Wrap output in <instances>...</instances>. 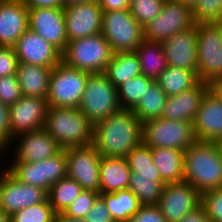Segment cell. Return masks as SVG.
Returning <instances> with one entry per match:
<instances>
[{
  "instance_id": "1",
  "label": "cell",
  "mask_w": 222,
  "mask_h": 222,
  "mask_svg": "<svg viewBox=\"0 0 222 222\" xmlns=\"http://www.w3.org/2000/svg\"><path fill=\"white\" fill-rule=\"evenodd\" d=\"M143 142V123L133 110L120 109L94 124L93 145L101 156L125 158Z\"/></svg>"
},
{
  "instance_id": "2",
  "label": "cell",
  "mask_w": 222,
  "mask_h": 222,
  "mask_svg": "<svg viewBox=\"0 0 222 222\" xmlns=\"http://www.w3.org/2000/svg\"><path fill=\"white\" fill-rule=\"evenodd\" d=\"M184 181L201 194L222 187V156L216 143L196 140L184 152Z\"/></svg>"
},
{
  "instance_id": "3",
  "label": "cell",
  "mask_w": 222,
  "mask_h": 222,
  "mask_svg": "<svg viewBox=\"0 0 222 222\" xmlns=\"http://www.w3.org/2000/svg\"><path fill=\"white\" fill-rule=\"evenodd\" d=\"M44 129L62 149L93 144L94 125L79 108L48 107Z\"/></svg>"
},
{
  "instance_id": "4",
  "label": "cell",
  "mask_w": 222,
  "mask_h": 222,
  "mask_svg": "<svg viewBox=\"0 0 222 222\" xmlns=\"http://www.w3.org/2000/svg\"><path fill=\"white\" fill-rule=\"evenodd\" d=\"M114 52L101 33L67 43L62 61L69 67L90 74L104 73Z\"/></svg>"
},
{
  "instance_id": "5",
  "label": "cell",
  "mask_w": 222,
  "mask_h": 222,
  "mask_svg": "<svg viewBox=\"0 0 222 222\" xmlns=\"http://www.w3.org/2000/svg\"><path fill=\"white\" fill-rule=\"evenodd\" d=\"M117 88L104 73L89 74L79 110L94 125L119 111Z\"/></svg>"
},
{
  "instance_id": "6",
  "label": "cell",
  "mask_w": 222,
  "mask_h": 222,
  "mask_svg": "<svg viewBox=\"0 0 222 222\" xmlns=\"http://www.w3.org/2000/svg\"><path fill=\"white\" fill-rule=\"evenodd\" d=\"M197 76L206 84L222 78V27L218 23H196Z\"/></svg>"
},
{
  "instance_id": "7",
  "label": "cell",
  "mask_w": 222,
  "mask_h": 222,
  "mask_svg": "<svg viewBox=\"0 0 222 222\" xmlns=\"http://www.w3.org/2000/svg\"><path fill=\"white\" fill-rule=\"evenodd\" d=\"M89 74L69 67L63 61L53 67L47 95L48 106L79 108Z\"/></svg>"
},
{
  "instance_id": "8",
  "label": "cell",
  "mask_w": 222,
  "mask_h": 222,
  "mask_svg": "<svg viewBox=\"0 0 222 222\" xmlns=\"http://www.w3.org/2000/svg\"><path fill=\"white\" fill-rule=\"evenodd\" d=\"M195 141L191 121L158 118L143 123V143L150 148H174L185 152Z\"/></svg>"
},
{
  "instance_id": "9",
  "label": "cell",
  "mask_w": 222,
  "mask_h": 222,
  "mask_svg": "<svg viewBox=\"0 0 222 222\" xmlns=\"http://www.w3.org/2000/svg\"><path fill=\"white\" fill-rule=\"evenodd\" d=\"M101 34L114 53L134 52L144 40L143 27L129 9L103 12Z\"/></svg>"
},
{
  "instance_id": "10",
  "label": "cell",
  "mask_w": 222,
  "mask_h": 222,
  "mask_svg": "<svg viewBox=\"0 0 222 222\" xmlns=\"http://www.w3.org/2000/svg\"><path fill=\"white\" fill-rule=\"evenodd\" d=\"M6 169L19 181L46 190L67 176L65 149L53 157L36 163L5 162Z\"/></svg>"
},
{
  "instance_id": "11",
  "label": "cell",
  "mask_w": 222,
  "mask_h": 222,
  "mask_svg": "<svg viewBox=\"0 0 222 222\" xmlns=\"http://www.w3.org/2000/svg\"><path fill=\"white\" fill-rule=\"evenodd\" d=\"M194 24L190 6L176 0H166L160 14L143 27L144 39L162 43Z\"/></svg>"
},
{
  "instance_id": "12",
  "label": "cell",
  "mask_w": 222,
  "mask_h": 222,
  "mask_svg": "<svg viewBox=\"0 0 222 222\" xmlns=\"http://www.w3.org/2000/svg\"><path fill=\"white\" fill-rule=\"evenodd\" d=\"M67 177L77 181L83 190L100 193L101 155L93 144L65 149Z\"/></svg>"
},
{
  "instance_id": "13",
  "label": "cell",
  "mask_w": 222,
  "mask_h": 222,
  "mask_svg": "<svg viewBox=\"0 0 222 222\" xmlns=\"http://www.w3.org/2000/svg\"><path fill=\"white\" fill-rule=\"evenodd\" d=\"M47 199L46 190L19 181L6 168L0 176V208L10 216Z\"/></svg>"
},
{
  "instance_id": "14",
  "label": "cell",
  "mask_w": 222,
  "mask_h": 222,
  "mask_svg": "<svg viewBox=\"0 0 222 222\" xmlns=\"http://www.w3.org/2000/svg\"><path fill=\"white\" fill-rule=\"evenodd\" d=\"M200 205L201 193L185 181L165 184L157 203V207L167 222H179Z\"/></svg>"
},
{
  "instance_id": "15",
  "label": "cell",
  "mask_w": 222,
  "mask_h": 222,
  "mask_svg": "<svg viewBox=\"0 0 222 222\" xmlns=\"http://www.w3.org/2000/svg\"><path fill=\"white\" fill-rule=\"evenodd\" d=\"M12 144L16 149L13 145L7 148L8 153L13 149L10 162L36 163L53 157L62 150L44 128L19 134L13 138Z\"/></svg>"
},
{
  "instance_id": "16",
  "label": "cell",
  "mask_w": 222,
  "mask_h": 222,
  "mask_svg": "<svg viewBox=\"0 0 222 222\" xmlns=\"http://www.w3.org/2000/svg\"><path fill=\"white\" fill-rule=\"evenodd\" d=\"M67 40H77L102 31V9L98 1L63 7Z\"/></svg>"
},
{
  "instance_id": "17",
  "label": "cell",
  "mask_w": 222,
  "mask_h": 222,
  "mask_svg": "<svg viewBox=\"0 0 222 222\" xmlns=\"http://www.w3.org/2000/svg\"><path fill=\"white\" fill-rule=\"evenodd\" d=\"M29 29L61 53L65 51L68 40L63 8H29Z\"/></svg>"
},
{
  "instance_id": "18",
  "label": "cell",
  "mask_w": 222,
  "mask_h": 222,
  "mask_svg": "<svg viewBox=\"0 0 222 222\" xmlns=\"http://www.w3.org/2000/svg\"><path fill=\"white\" fill-rule=\"evenodd\" d=\"M48 107L47 99L25 95L9 106L12 140L19 134L44 128Z\"/></svg>"
},
{
  "instance_id": "19",
  "label": "cell",
  "mask_w": 222,
  "mask_h": 222,
  "mask_svg": "<svg viewBox=\"0 0 222 222\" xmlns=\"http://www.w3.org/2000/svg\"><path fill=\"white\" fill-rule=\"evenodd\" d=\"M13 47L19 63L52 69L62 61V53L29 28Z\"/></svg>"
},
{
  "instance_id": "20",
  "label": "cell",
  "mask_w": 222,
  "mask_h": 222,
  "mask_svg": "<svg viewBox=\"0 0 222 222\" xmlns=\"http://www.w3.org/2000/svg\"><path fill=\"white\" fill-rule=\"evenodd\" d=\"M168 66L197 73V27L180 31L161 43Z\"/></svg>"
},
{
  "instance_id": "21",
  "label": "cell",
  "mask_w": 222,
  "mask_h": 222,
  "mask_svg": "<svg viewBox=\"0 0 222 222\" xmlns=\"http://www.w3.org/2000/svg\"><path fill=\"white\" fill-rule=\"evenodd\" d=\"M193 130L198 141L216 143L222 140V103L210 90L202 99Z\"/></svg>"
},
{
  "instance_id": "22",
  "label": "cell",
  "mask_w": 222,
  "mask_h": 222,
  "mask_svg": "<svg viewBox=\"0 0 222 222\" xmlns=\"http://www.w3.org/2000/svg\"><path fill=\"white\" fill-rule=\"evenodd\" d=\"M29 28V8L22 0L0 2V46H14Z\"/></svg>"
},
{
  "instance_id": "23",
  "label": "cell",
  "mask_w": 222,
  "mask_h": 222,
  "mask_svg": "<svg viewBox=\"0 0 222 222\" xmlns=\"http://www.w3.org/2000/svg\"><path fill=\"white\" fill-rule=\"evenodd\" d=\"M208 91L209 84L200 81L192 89L176 96L167 97L161 118L193 122L200 109L202 99Z\"/></svg>"
},
{
  "instance_id": "24",
  "label": "cell",
  "mask_w": 222,
  "mask_h": 222,
  "mask_svg": "<svg viewBox=\"0 0 222 222\" xmlns=\"http://www.w3.org/2000/svg\"><path fill=\"white\" fill-rule=\"evenodd\" d=\"M131 170L125 158L104 157L100 160V194L128 189Z\"/></svg>"
},
{
  "instance_id": "25",
  "label": "cell",
  "mask_w": 222,
  "mask_h": 222,
  "mask_svg": "<svg viewBox=\"0 0 222 222\" xmlns=\"http://www.w3.org/2000/svg\"><path fill=\"white\" fill-rule=\"evenodd\" d=\"M51 71L49 67L18 63L16 77L22 95L47 99Z\"/></svg>"
},
{
  "instance_id": "26",
  "label": "cell",
  "mask_w": 222,
  "mask_h": 222,
  "mask_svg": "<svg viewBox=\"0 0 222 222\" xmlns=\"http://www.w3.org/2000/svg\"><path fill=\"white\" fill-rule=\"evenodd\" d=\"M152 160L165 184L184 181V152L174 148H151Z\"/></svg>"
},
{
  "instance_id": "27",
  "label": "cell",
  "mask_w": 222,
  "mask_h": 222,
  "mask_svg": "<svg viewBox=\"0 0 222 222\" xmlns=\"http://www.w3.org/2000/svg\"><path fill=\"white\" fill-rule=\"evenodd\" d=\"M104 74L118 88L123 83L142 74L139 59L134 52L114 53Z\"/></svg>"
},
{
  "instance_id": "28",
  "label": "cell",
  "mask_w": 222,
  "mask_h": 222,
  "mask_svg": "<svg viewBox=\"0 0 222 222\" xmlns=\"http://www.w3.org/2000/svg\"><path fill=\"white\" fill-rule=\"evenodd\" d=\"M142 75L156 80L167 68V60L161 43L143 40L135 49Z\"/></svg>"
},
{
  "instance_id": "29",
  "label": "cell",
  "mask_w": 222,
  "mask_h": 222,
  "mask_svg": "<svg viewBox=\"0 0 222 222\" xmlns=\"http://www.w3.org/2000/svg\"><path fill=\"white\" fill-rule=\"evenodd\" d=\"M155 81L167 97L192 89L200 82L196 72L173 66H167Z\"/></svg>"
},
{
  "instance_id": "30",
  "label": "cell",
  "mask_w": 222,
  "mask_h": 222,
  "mask_svg": "<svg viewBox=\"0 0 222 222\" xmlns=\"http://www.w3.org/2000/svg\"><path fill=\"white\" fill-rule=\"evenodd\" d=\"M100 196L104 199L115 222H128L141 207L139 200L129 189L100 194Z\"/></svg>"
},
{
  "instance_id": "31",
  "label": "cell",
  "mask_w": 222,
  "mask_h": 222,
  "mask_svg": "<svg viewBox=\"0 0 222 222\" xmlns=\"http://www.w3.org/2000/svg\"><path fill=\"white\" fill-rule=\"evenodd\" d=\"M167 100V95L160 88L159 84L154 81L146 90L133 113L138 119L145 123L148 120L161 118L163 108Z\"/></svg>"
},
{
  "instance_id": "32",
  "label": "cell",
  "mask_w": 222,
  "mask_h": 222,
  "mask_svg": "<svg viewBox=\"0 0 222 222\" xmlns=\"http://www.w3.org/2000/svg\"><path fill=\"white\" fill-rule=\"evenodd\" d=\"M82 191L77 181L66 176L50 187L48 200L56 214L64 213Z\"/></svg>"
},
{
  "instance_id": "33",
  "label": "cell",
  "mask_w": 222,
  "mask_h": 222,
  "mask_svg": "<svg viewBox=\"0 0 222 222\" xmlns=\"http://www.w3.org/2000/svg\"><path fill=\"white\" fill-rule=\"evenodd\" d=\"M164 182H156L155 177L130 173L128 189L137 197L141 205H157L161 198Z\"/></svg>"
},
{
  "instance_id": "34",
  "label": "cell",
  "mask_w": 222,
  "mask_h": 222,
  "mask_svg": "<svg viewBox=\"0 0 222 222\" xmlns=\"http://www.w3.org/2000/svg\"><path fill=\"white\" fill-rule=\"evenodd\" d=\"M131 172L140 176L155 177L156 182H163L159 169L152 160L151 148L143 142L136 146L126 157Z\"/></svg>"
},
{
  "instance_id": "35",
  "label": "cell",
  "mask_w": 222,
  "mask_h": 222,
  "mask_svg": "<svg viewBox=\"0 0 222 222\" xmlns=\"http://www.w3.org/2000/svg\"><path fill=\"white\" fill-rule=\"evenodd\" d=\"M154 81L141 74L119 86L117 92L120 108L133 110Z\"/></svg>"
},
{
  "instance_id": "36",
  "label": "cell",
  "mask_w": 222,
  "mask_h": 222,
  "mask_svg": "<svg viewBox=\"0 0 222 222\" xmlns=\"http://www.w3.org/2000/svg\"><path fill=\"white\" fill-rule=\"evenodd\" d=\"M11 217V222H55L56 213L49 200L24 208Z\"/></svg>"
},
{
  "instance_id": "37",
  "label": "cell",
  "mask_w": 222,
  "mask_h": 222,
  "mask_svg": "<svg viewBox=\"0 0 222 222\" xmlns=\"http://www.w3.org/2000/svg\"><path fill=\"white\" fill-rule=\"evenodd\" d=\"M166 0H131L129 11L136 21L145 27L156 18Z\"/></svg>"
},
{
  "instance_id": "38",
  "label": "cell",
  "mask_w": 222,
  "mask_h": 222,
  "mask_svg": "<svg viewBox=\"0 0 222 222\" xmlns=\"http://www.w3.org/2000/svg\"><path fill=\"white\" fill-rule=\"evenodd\" d=\"M194 23H217L222 15V0H198L192 8Z\"/></svg>"
},
{
  "instance_id": "39",
  "label": "cell",
  "mask_w": 222,
  "mask_h": 222,
  "mask_svg": "<svg viewBox=\"0 0 222 222\" xmlns=\"http://www.w3.org/2000/svg\"><path fill=\"white\" fill-rule=\"evenodd\" d=\"M99 196V192L93 190H83L70 204L64 214L72 218L83 219L86 213L91 210Z\"/></svg>"
},
{
  "instance_id": "40",
  "label": "cell",
  "mask_w": 222,
  "mask_h": 222,
  "mask_svg": "<svg viewBox=\"0 0 222 222\" xmlns=\"http://www.w3.org/2000/svg\"><path fill=\"white\" fill-rule=\"evenodd\" d=\"M201 205L210 222H222V187L201 194Z\"/></svg>"
},
{
  "instance_id": "41",
  "label": "cell",
  "mask_w": 222,
  "mask_h": 222,
  "mask_svg": "<svg viewBox=\"0 0 222 222\" xmlns=\"http://www.w3.org/2000/svg\"><path fill=\"white\" fill-rule=\"evenodd\" d=\"M22 97L16 74L0 77V101L8 106L14 105Z\"/></svg>"
},
{
  "instance_id": "42",
  "label": "cell",
  "mask_w": 222,
  "mask_h": 222,
  "mask_svg": "<svg viewBox=\"0 0 222 222\" xmlns=\"http://www.w3.org/2000/svg\"><path fill=\"white\" fill-rule=\"evenodd\" d=\"M18 63L13 46H0V77L16 74Z\"/></svg>"
},
{
  "instance_id": "43",
  "label": "cell",
  "mask_w": 222,
  "mask_h": 222,
  "mask_svg": "<svg viewBox=\"0 0 222 222\" xmlns=\"http://www.w3.org/2000/svg\"><path fill=\"white\" fill-rule=\"evenodd\" d=\"M84 222H115L108 211L104 199L99 196L91 210L83 217Z\"/></svg>"
},
{
  "instance_id": "44",
  "label": "cell",
  "mask_w": 222,
  "mask_h": 222,
  "mask_svg": "<svg viewBox=\"0 0 222 222\" xmlns=\"http://www.w3.org/2000/svg\"><path fill=\"white\" fill-rule=\"evenodd\" d=\"M128 222H167L157 205H141Z\"/></svg>"
},
{
  "instance_id": "45",
  "label": "cell",
  "mask_w": 222,
  "mask_h": 222,
  "mask_svg": "<svg viewBox=\"0 0 222 222\" xmlns=\"http://www.w3.org/2000/svg\"><path fill=\"white\" fill-rule=\"evenodd\" d=\"M0 143L7 149L12 145L9 106L0 101Z\"/></svg>"
},
{
  "instance_id": "46",
  "label": "cell",
  "mask_w": 222,
  "mask_h": 222,
  "mask_svg": "<svg viewBox=\"0 0 222 222\" xmlns=\"http://www.w3.org/2000/svg\"><path fill=\"white\" fill-rule=\"evenodd\" d=\"M103 12L129 9L131 0H99Z\"/></svg>"
},
{
  "instance_id": "47",
  "label": "cell",
  "mask_w": 222,
  "mask_h": 222,
  "mask_svg": "<svg viewBox=\"0 0 222 222\" xmlns=\"http://www.w3.org/2000/svg\"><path fill=\"white\" fill-rule=\"evenodd\" d=\"M28 8H63L64 0H22Z\"/></svg>"
},
{
  "instance_id": "48",
  "label": "cell",
  "mask_w": 222,
  "mask_h": 222,
  "mask_svg": "<svg viewBox=\"0 0 222 222\" xmlns=\"http://www.w3.org/2000/svg\"><path fill=\"white\" fill-rule=\"evenodd\" d=\"M179 222H210L202 205L188 213Z\"/></svg>"
},
{
  "instance_id": "49",
  "label": "cell",
  "mask_w": 222,
  "mask_h": 222,
  "mask_svg": "<svg viewBox=\"0 0 222 222\" xmlns=\"http://www.w3.org/2000/svg\"><path fill=\"white\" fill-rule=\"evenodd\" d=\"M209 90L222 103V78L209 84Z\"/></svg>"
},
{
  "instance_id": "50",
  "label": "cell",
  "mask_w": 222,
  "mask_h": 222,
  "mask_svg": "<svg viewBox=\"0 0 222 222\" xmlns=\"http://www.w3.org/2000/svg\"><path fill=\"white\" fill-rule=\"evenodd\" d=\"M55 222H84L83 219L72 218L64 213L56 214Z\"/></svg>"
},
{
  "instance_id": "51",
  "label": "cell",
  "mask_w": 222,
  "mask_h": 222,
  "mask_svg": "<svg viewBox=\"0 0 222 222\" xmlns=\"http://www.w3.org/2000/svg\"><path fill=\"white\" fill-rule=\"evenodd\" d=\"M0 222H11L10 215L4 212L1 208H0Z\"/></svg>"
},
{
  "instance_id": "52",
  "label": "cell",
  "mask_w": 222,
  "mask_h": 222,
  "mask_svg": "<svg viewBox=\"0 0 222 222\" xmlns=\"http://www.w3.org/2000/svg\"><path fill=\"white\" fill-rule=\"evenodd\" d=\"M93 1H99V0H64V6L76 4V3H82V2H93Z\"/></svg>"
},
{
  "instance_id": "53",
  "label": "cell",
  "mask_w": 222,
  "mask_h": 222,
  "mask_svg": "<svg viewBox=\"0 0 222 222\" xmlns=\"http://www.w3.org/2000/svg\"><path fill=\"white\" fill-rule=\"evenodd\" d=\"M6 151H7V149H0V158H1L0 161L2 160V156H3V159L7 160L6 157H5V154L7 153ZM0 165H2V162H1ZM0 168H1L0 169V176H1L2 173L4 172L5 168H6V165H5V167H4V165H2V167L0 166Z\"/></svg>"
},
{
  "instance_id": "54",
  "label": "cell",
  "mask_w": 222,
  "mask_h": 222,
  "mask_svg": "<svg viewBox=\"0 0 222 222\" xmlns=\"http://www.w3.org/2000/svg\"><path fill=\"white\" fill-rule=\"evenodd\" d=\"M176 1H179L180 3H183L193 8L198 0H176Z\"/></svg>"
},
{
  "instance_id": "55",
  "label": "cell",
  "mask_w": 222,
  "mask_h": 222,
  "mask_svg": "<svg viewBox=\"0 0 222 222\" xmlns=\"http://www.w3.org/2000/svg\"><path fill=\"white\" fill-rule=\"evenodd\" d=\"M216 145L218 146V149H219L221 156H222V140H219L218 142H216Z\"/></svg>"
},
{
  "instance_id": "56",
  "label": "cell",
  "mask_w": 222,
  "mask_h": 222,
  "mask_svg": "<svg viewBox=\"0 0 222 222\" xmlns=\"http://www.w3.org/2000/svg\"><path fill=\"white\" fill-rule=\"evenodd\" d=\"M217 23L222 27V15L220 17V20Z\"/></svg>"
},
{
  "instance_id": "57",
  "label": "cell",
  "mask_w": 222,
  "mask_h": 222,
  "mask_svg": "<svg viewBox=\"0 0 222 222\" xmlns=\"http://www.w3.org/2000/svg\"><path fill=\"white\" fill-rule=\"evenodd\" d=\"M0 149H6V148L0 143Z\"/></svg>"
}]
</instances>
